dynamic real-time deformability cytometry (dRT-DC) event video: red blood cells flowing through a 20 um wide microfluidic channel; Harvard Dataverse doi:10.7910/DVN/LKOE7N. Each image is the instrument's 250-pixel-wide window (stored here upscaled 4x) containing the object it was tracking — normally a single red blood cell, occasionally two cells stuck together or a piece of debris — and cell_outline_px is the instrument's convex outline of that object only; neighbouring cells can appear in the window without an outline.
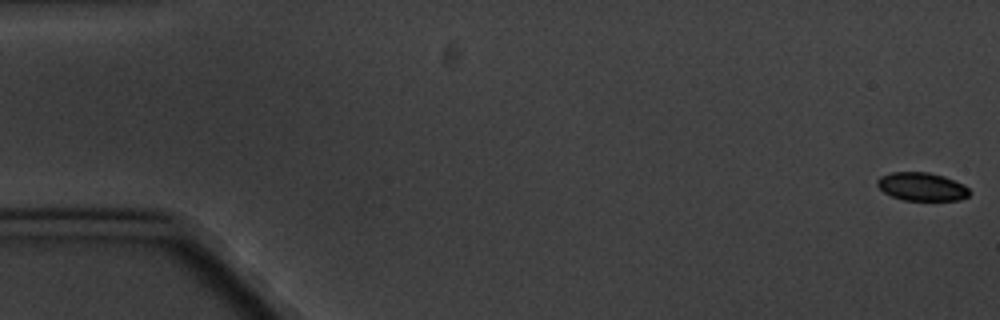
{"species": "common noctule bat (a hibernating species)", "species_latin": "Nyctalus noctula", "temperature_condition": "cold", "stored_images_in_passage": 6, "camera_frame_rate_fps": 3000, "um_per_image_px": 0.085, "animal": {"sex": "male", "body_mass_g": 20.1, "forearm_length_mm": 53.5}, "frame": {"image": 1, "passage_image": 1, "time_ms": 0.0, "image_size_px": [1000, 320], "cell_outline_px": [[972, 192], [968, 196], [960, 200], [904, 200], [892, 196], [884, 192], [876, 184], [876, 180], [880, 176], [892, 172], [928, 172], [944, 176], [964, 184]], "centroid_in_image_um": [78.37, 15.86], "position_along_channel_um": 6.6, "area_um2": 15.26}}
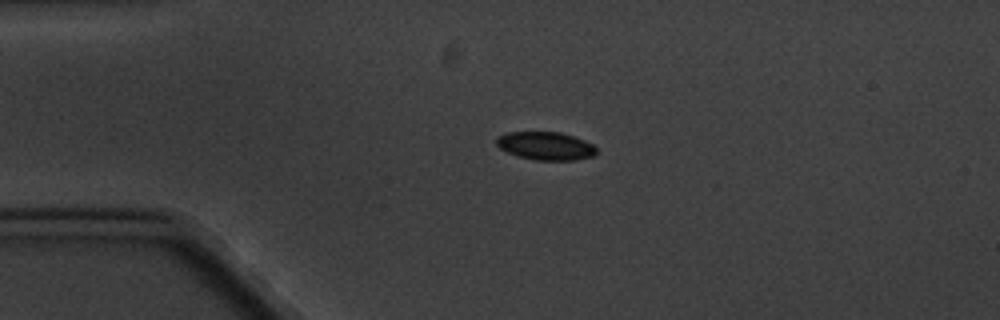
{"frame": {"image": 2, "passage_image": 5, "time_ms": 4.333, "image_size_px": [1000, 320], "cell_outline_px": [[596, 156], [576, 160], [536, 160], [516, 156], [500, 148], [496, 144], [496, 140], [500, 136], [508, 132], [560, 132], [584, 140], [592, 144], [596, 148]], "centroid_in_image_um": [46.4, 12.41], "position_along_channel_um": 38.6, "area_um2": 16.36}}